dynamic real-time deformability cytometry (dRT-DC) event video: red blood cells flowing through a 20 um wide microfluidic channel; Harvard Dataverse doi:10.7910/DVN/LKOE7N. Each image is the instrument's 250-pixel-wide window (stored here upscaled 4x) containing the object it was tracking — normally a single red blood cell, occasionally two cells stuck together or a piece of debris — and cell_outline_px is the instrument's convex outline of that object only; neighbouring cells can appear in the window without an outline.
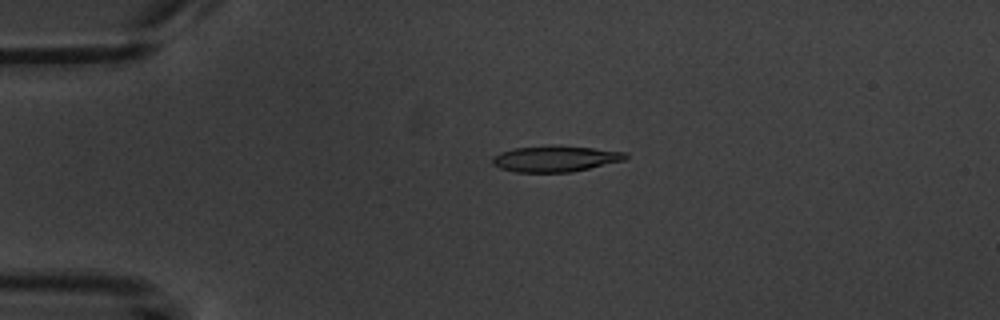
{"species": "common noctule bat (a hibernating species)", "species_latin": "Nyctalus noctula", "temperature_condition": "warm", "stored_images_in_passage": 4, "camera_frame_rate_fps": 3000, "um_per_image_px": 0.085, "animal": {"sex": "male", "body_mass_g": 20.1, "forearm_length_mm": 53.5}, "frame": {"image": 1, "passage_image": 4, "time_ms": 4.333, "image_size_px": [1000, 320], "cell_outline_px": [[628, 156], [624, 160], [572, 172], [516, 172], [500, 168], [492, 164], [492, 156], [500, 152], [516, 148], [548, 144], [556, 144], [628, 152]], "centroid_in_image_um": [47.19, 13.47], "position_along_channel_um": 37.8, "area_um2": 20.46}}